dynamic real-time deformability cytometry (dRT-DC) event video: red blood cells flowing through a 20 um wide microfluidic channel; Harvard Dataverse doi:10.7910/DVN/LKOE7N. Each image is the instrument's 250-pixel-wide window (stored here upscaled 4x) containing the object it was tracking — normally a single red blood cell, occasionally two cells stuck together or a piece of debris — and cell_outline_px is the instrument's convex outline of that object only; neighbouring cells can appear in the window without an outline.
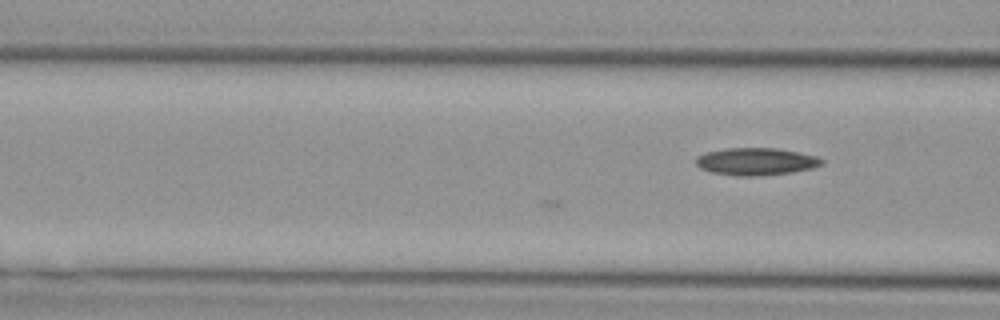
{"species": "Egyptian fruit bat (a non-hibernating species)", "species_latin": "Rousettus aegyptiacus", "temperature_condition": "cold", "stored_images_in_passage": 15, "camera_frame_rate_fps": 3000, "um_per_image_px": 0.085, "animal": {"sex": "female"}, "frame": {"image": 1, "passage_image": 15, "time_ms": 4.667, "image_size_px": [1000, 320], "cell_outline_px": [[824, 164], [812, 168], [792, 172], [756, 176], [740, 176], [712, 172], [700, 168], [696, 164], [696, 156], [704, 152], [724, 148], [776, 148], [800, 152], [816, 156], [824, 160]], "centroid_in_image_um": [64.26, 13.72], "position_along_channel_um": 102.3, "area_um2": 20.17}}